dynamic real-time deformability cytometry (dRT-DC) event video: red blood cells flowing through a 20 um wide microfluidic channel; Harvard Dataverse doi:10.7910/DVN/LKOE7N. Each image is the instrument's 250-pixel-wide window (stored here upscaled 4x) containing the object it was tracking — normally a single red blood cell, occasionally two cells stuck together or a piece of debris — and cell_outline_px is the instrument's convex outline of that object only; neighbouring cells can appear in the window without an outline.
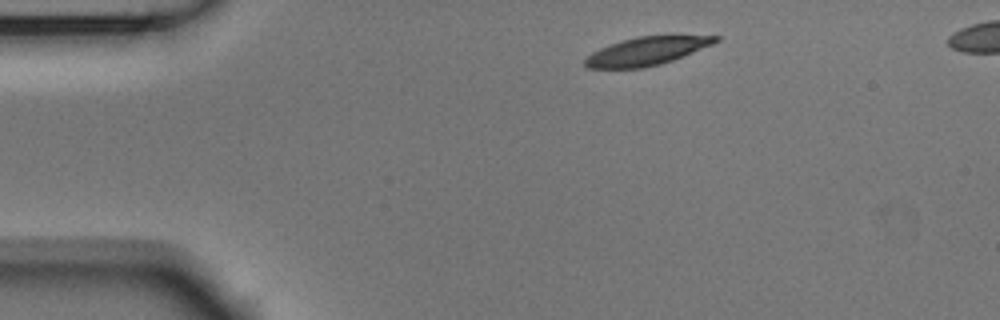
{"species": "Egyptian fruit bat (a non-hibernating species)", "species_latin": "Rousettus aegyptiacus", "temperature_condition": "room temperature", "stored_images_in_passage": 45, "camera_frame_rate_fps": 3000, "um_per_image_px": 0.085, "animal": {"sex": "male"}, "frame": {"image": 1, "passage_image": 1, "time_ms": 0.0, "image_size_px": [1000, 320], "cell_outline_px": [[720, 40], [712, 44], [672, 60], [660, 64], [644, 68], [588, 68], [584, 64], [584, 60], [592, 52], [600, 48], [620, 40], [636, 36], [668, 32], [672, 32], [720, 36]], "centroid_in_image_um": [55.06, 4.27], "position_along_channel_um": 29.9, "area_um2": 22.43}}
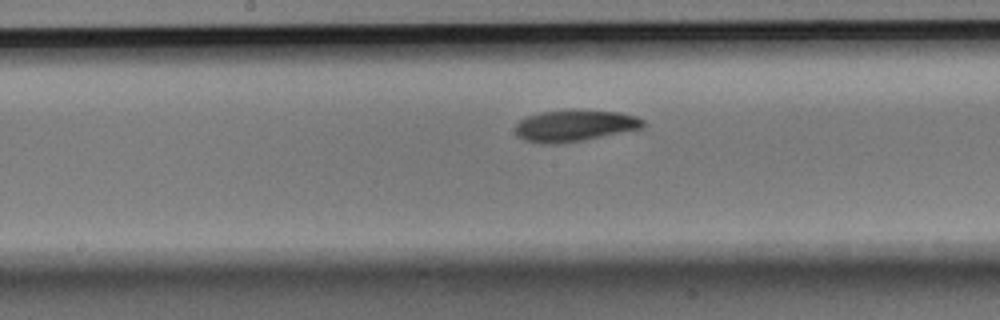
{"frame": {"image": 2, "passage_image": 19, "time_ms": 6.0, "image_size_px": [1000, 320], "cell_outline_px": [[644, 128], [580, 140], [552, 144], [540, 144], [524, 140], [516, 132], [516, 124], [520, 120], [528, 116], [540, 112], [568, 108], [576, 108], [620, 112], [636, 116], [644, 120]], "centroid_in_image_um": [48.85, 10.64], "position_along_channel_um": 199.3, "area_um2": 23.76}}
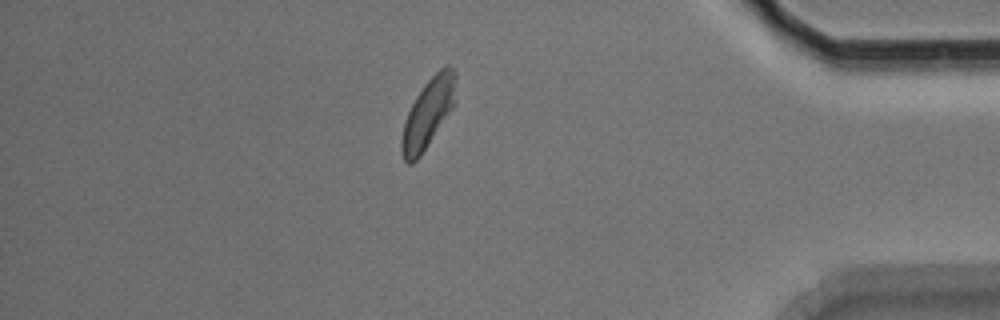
{"frame": {"image": 3, "passage_image": 38, "time_ms": 12.333, "image_size_px": [1000, 320], "cell_outline_px": [[456, 100], [452, 108], [420, 156], [412, 164], [408, 164], [404, 160], [400, 148], [400, 140], [404, 120], [416, 96], [424, 84], [440, 68], [448, 64], [456, 72]], "centroid_in_image_um": [36.38, 9.6], "position_along_channel_um": 398.8, "area_um2": 21.79}}